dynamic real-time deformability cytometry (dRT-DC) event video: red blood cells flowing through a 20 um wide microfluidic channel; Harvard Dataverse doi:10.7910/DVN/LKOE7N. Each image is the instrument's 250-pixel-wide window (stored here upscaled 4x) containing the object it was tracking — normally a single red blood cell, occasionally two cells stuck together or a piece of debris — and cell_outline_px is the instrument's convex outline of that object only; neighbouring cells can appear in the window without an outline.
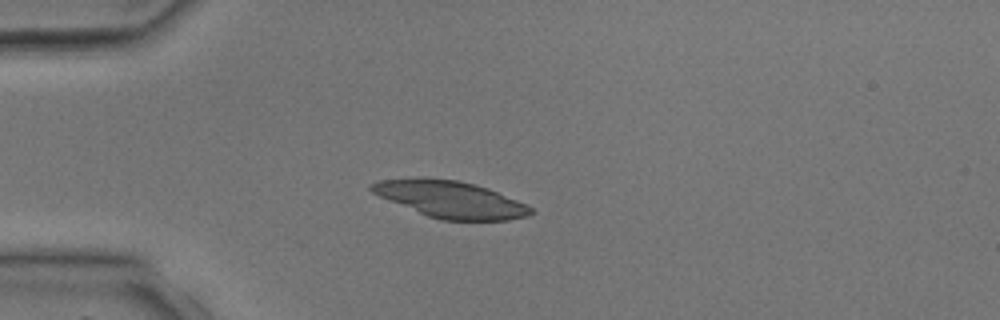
{"species": "common noctule bat (a hibernating species)", "species_latin": "Nyctalus noctula", "temperature_condition": "room temperature", "stored_images_in_passage": 3, "camera_frame_rate_fps": 3000, "um_per_image_px": 0.085, "animal": {"sex": "male", "body_mass_g": 17.9, "forearm_length_mm": 54.2}, "frame": {"image": 1, "passage_image": 3, "time_ms": 2.333, "image_size_px": [1000, 320], "cell_outline_px": [[536, 212], [528, 216], [508, 220], [440, 220], [428, 216], [380, 196], [372, 192], [368, 188], [368, 184], [376, 180], [456, 180], [488, 188], [528, 204]], "centroid_in_image_um": [38.38, 16.98], "position_along_channel_um": 46.6, "area_um2": 33.23}}